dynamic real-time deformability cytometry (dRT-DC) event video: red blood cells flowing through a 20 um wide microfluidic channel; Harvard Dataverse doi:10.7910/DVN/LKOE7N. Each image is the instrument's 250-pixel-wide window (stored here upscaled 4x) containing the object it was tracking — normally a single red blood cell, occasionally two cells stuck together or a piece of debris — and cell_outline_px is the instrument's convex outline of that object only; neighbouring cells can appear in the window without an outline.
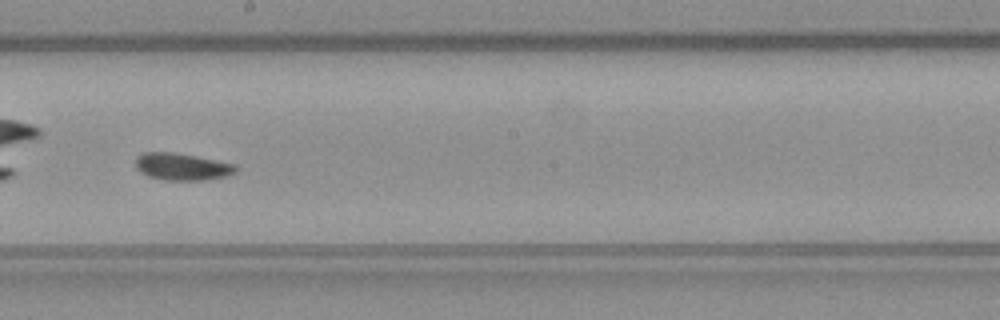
{"species": "common noctule bat (a hibernating species)", "species_latin": "Nyctalus noctula", "temperature_condition": "warm", "stored_images_in_passage": 38, "camera_frame_rate_fps": 3000, "um_per_image_px": 0.085, "animal": {"sex": "male", "body_mass_g": 23.1, "forearm_length_mm": 52.7}, "frame": {"image": 1, "passage_image": 17, "time_ms": 5.333, "image_size_px": [1000, 320], "cell_outline_px": [[236, 172], [224, 176], [204, 180], [164, 180], [148, 176], [140, 172], [136, 168], [136, 160], [144, 152], [172, 152], [196, 156], [236, 164]], "centroid_in_image_um": [15.47, 14.17], "position_along_channel_um": 232.7, "area_um2": 15.66}}